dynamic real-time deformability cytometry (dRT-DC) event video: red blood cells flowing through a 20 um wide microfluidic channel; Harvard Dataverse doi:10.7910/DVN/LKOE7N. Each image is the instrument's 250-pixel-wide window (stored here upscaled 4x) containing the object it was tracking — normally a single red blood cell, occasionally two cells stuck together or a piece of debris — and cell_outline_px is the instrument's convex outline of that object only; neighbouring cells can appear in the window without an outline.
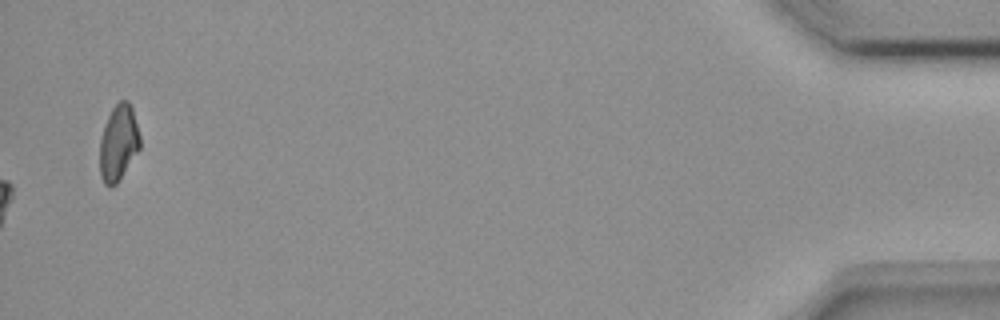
{"species": "common noctule bat (a hibernating species)", "species_latin": "Nyctalus noctula", "temperature_condition": "room temperature", "stored_images_in_passage": 54, "camera_frame_rate_fps": 3000, "um_per_image_px": 0.085, "animal": {"sex": "female", "body_mass_g": 18.4}, "frame": {"image": 1, "passage_image": 54, "time_ms": 17.667, "image_size_px": [1000, 320], "cell_outline_px": [[140, 148], [116, 184], [112, 188], [108, 188], [104, 184], [100, 176], [100, 140], [104, 124], [112, 108], [120, 100], [128, 100], [132, 108], [140, 136]], "centroid_in_image_um": [10.05, 12.15], "position_along_channel_um": 425.1, "area_um2": 17.8}, "authors_computed_cell_mechanics": {"area_um2": 16.7909, "velocity_mm_per_s": 3.8173, "shape_relaxation_time_tau1_ms": 6.286, "shape_relaxation_time_tau2_ms": null, "deformation_change_tau1": 0.1923, "deformation_change_tau2": null}}